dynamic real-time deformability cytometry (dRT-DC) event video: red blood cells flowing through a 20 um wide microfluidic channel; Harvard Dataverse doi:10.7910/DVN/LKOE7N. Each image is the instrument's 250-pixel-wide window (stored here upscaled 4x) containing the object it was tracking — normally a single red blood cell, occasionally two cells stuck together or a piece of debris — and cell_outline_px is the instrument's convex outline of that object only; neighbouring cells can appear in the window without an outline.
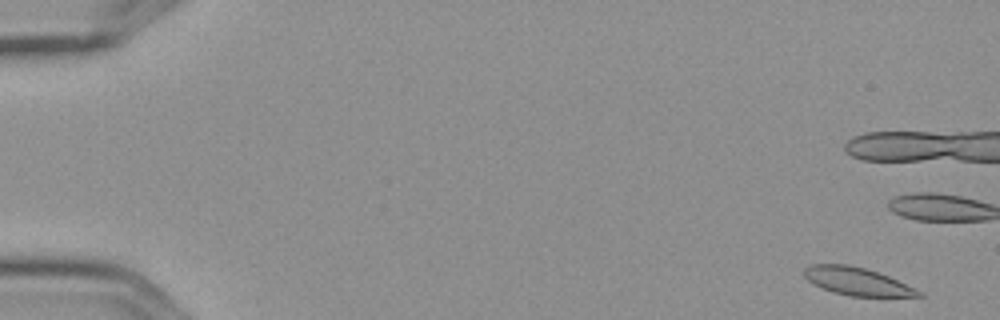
{"species": "Egyptian fruit bat (a non-hibernating species)", "species_latin": "Rousettus aegyptiacus", "temperature_condition": "cold", "stored_images_in_passage": 14, "camera_frame_rate_fps": 3000, "um_per_image_px": 0.085, "frame": {"image": 1, "passage_image": 1, "time_ms": 0.0, "image_size_px": [1000, 320], "cell_outline_px": [[924, 296], [852, 296], [836, 292], [824, 288], [808, 280], [804, 276], [804, 268], [812, 264], [848, 264], [864, 268], [888, 276], [924, 292]], "centroid_in_image_um": [72.87, 23.91], "position_along_channel_um": 12.1, "area_um2": 18.15}}